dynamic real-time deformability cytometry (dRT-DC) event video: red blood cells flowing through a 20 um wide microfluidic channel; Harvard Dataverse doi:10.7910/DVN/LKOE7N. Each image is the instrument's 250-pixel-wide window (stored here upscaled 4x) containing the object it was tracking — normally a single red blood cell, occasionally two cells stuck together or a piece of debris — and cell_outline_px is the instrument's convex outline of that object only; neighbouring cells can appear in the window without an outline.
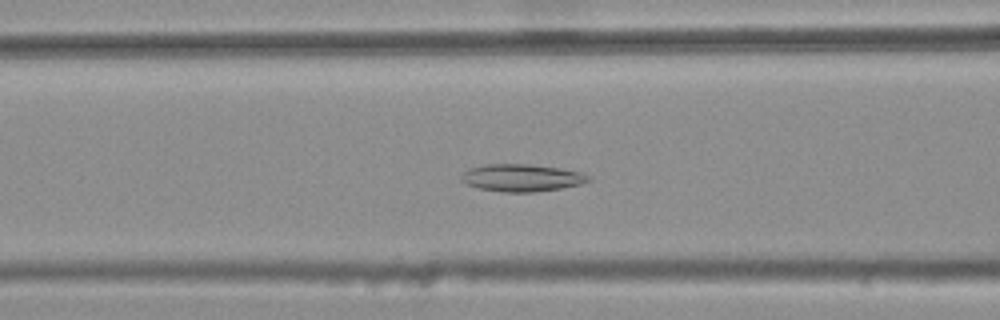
{"species": "common noctule bat (a hibernating species)", "species_latin": "Nyctalus noctula", "temperature_condition": "warm", "stored_images_in_passage": 43, "camera_frame_rate_fps": 3000, "um_per_image_px": 0.085, "animal": {"sex": "female", "body_mass_g": 25.1}, "frame": {"image": 1, "passage_image": 19, "time_ms": 6.0, "image_size_px": [1000, 320], "cell_outline_px": [[592, 180], [580, 184], [560, 188], [532, 192], [500, 192], [480, 188], [468, 184], [460, 180], [460, 176], [468, 168], [484, 164], [528, 164], [560, 168], [580, 172], [588, 176]], "centroid_in_image_um": [44.31, 15.1], "position_along_channel_um": 122.3, "area_um2": 20.17}}
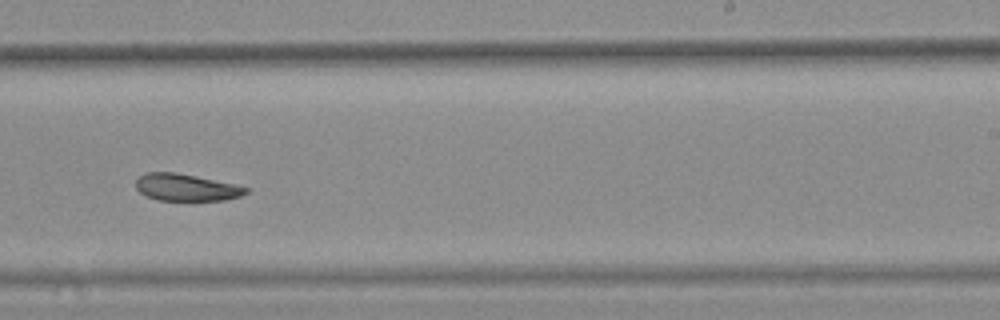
{"frame": {"image": 2, "passage_image": 31, "time_ms": 10.0, "image_size_px": [1000, 320], "cell_outline_px": [[248, 192], [240, 196], [224, 200], [156, 200], [144, 196], [136, 188], [136, 180], [144, 172], [176, 172], [236, 184], [248, 188]], "centroid_in_image_um": [15.8, 15.93], "position_along_channel_um": 273.2, "area_um2": 17.4}}
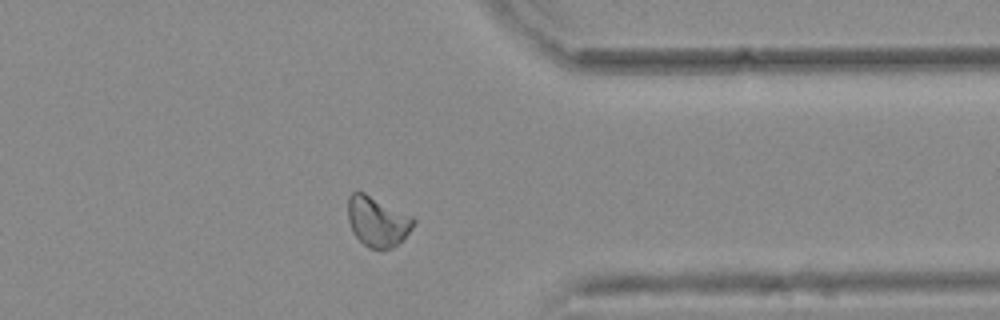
{"frame": {"image": 3, "passage_image": 40, "time_ms": 13.0, "image_size_px": [1000, 320], "cell_outline_px": [[416, 220], [412, 228], [392, 248], [368, 248], [352, 232], [348, 220], [348, 196], [352, 192], [364, 192], [412, 216]], "centroid_in_image_um": [32.05, 18.8], "position_along_channel_um": 379.4, "area_um2": 18.84}}